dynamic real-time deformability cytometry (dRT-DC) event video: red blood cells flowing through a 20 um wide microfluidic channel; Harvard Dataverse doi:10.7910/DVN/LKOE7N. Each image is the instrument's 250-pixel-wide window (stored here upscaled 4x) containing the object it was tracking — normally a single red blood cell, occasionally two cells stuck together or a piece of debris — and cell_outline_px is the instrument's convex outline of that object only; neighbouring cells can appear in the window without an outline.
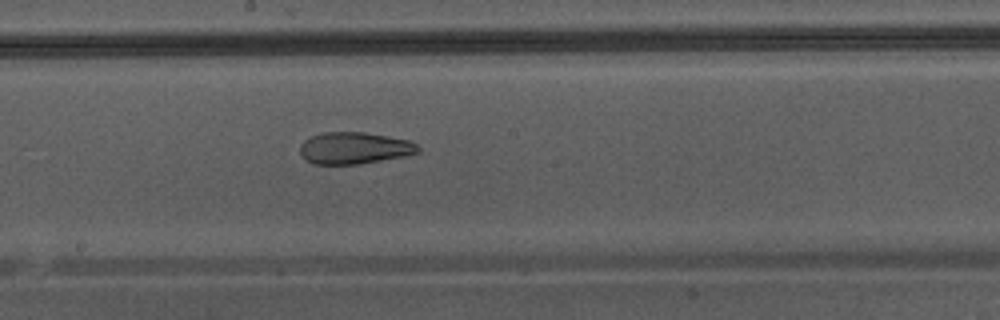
{"species": "Egyptian fruit bat (a non-hibernating species)", "species_latin": "Rousettus aegyptiacus", "temperature_condition": "warm", "stored_images_in_passage": 36, "camera_frame_rate_fps": 3000, "um_per_image_px": 0.085, "animal": {"sex": "male"}, "frame": {"image": 1, "passage_image": 21, "time_ms": 6.667, "image_size_px": [1000, 320], "cell_outline_px": [[420, 152], [404, 156], [360, 164], [312, 164], [300, 152], [300, 144], [304, 140], [312, 136], [324, 132], [364, 132], [388, 136], [408, 140], [416, 144], [420, 148]], "centroid_in_image_um": [30.13, 12.58], "position_along_channel_um": 218.1, "area_um2": 21.79}}